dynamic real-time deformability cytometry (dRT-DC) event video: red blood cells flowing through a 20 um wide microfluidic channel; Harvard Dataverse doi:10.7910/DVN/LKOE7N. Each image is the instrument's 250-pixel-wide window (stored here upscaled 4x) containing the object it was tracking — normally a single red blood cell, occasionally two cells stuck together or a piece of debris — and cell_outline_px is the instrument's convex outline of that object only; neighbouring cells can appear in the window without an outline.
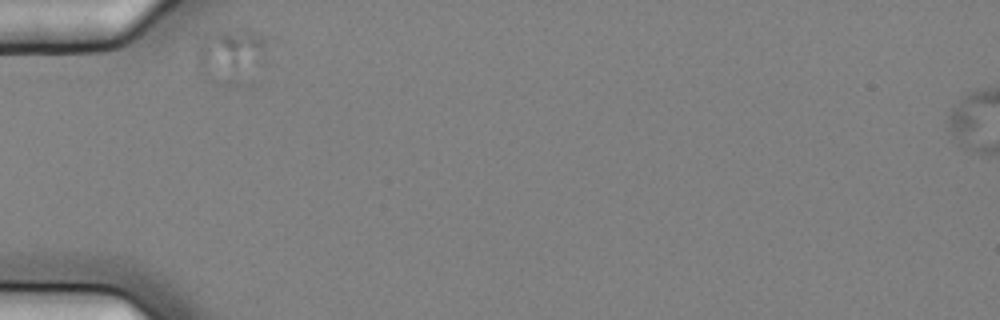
{"species": "common noctule bat (a hibernating species)", "species_latin": "Nyctalus noctula", "temperature_condition": "cold", "stored_images_in_passage": 3, "camera_frame_rate_fps": 3000, "um_per_image_px": 0.085, "animal": {"sex": "female", "body_mass_g": 25.1}, "frame": {"image": 1, "passage_image": 1, "time_ms": 0.0, "image_size_px": [1000, 320], "cell_outline_px": [[268, 64], [204, 72], [196, 64], [200, 48], [216, 32], [252, 32], [260, 36], [264, 40]], "centroid_in_image_um": [19.72, 4.38], "position_along_channel_um": 65.3, "area_um2": 16.24}}
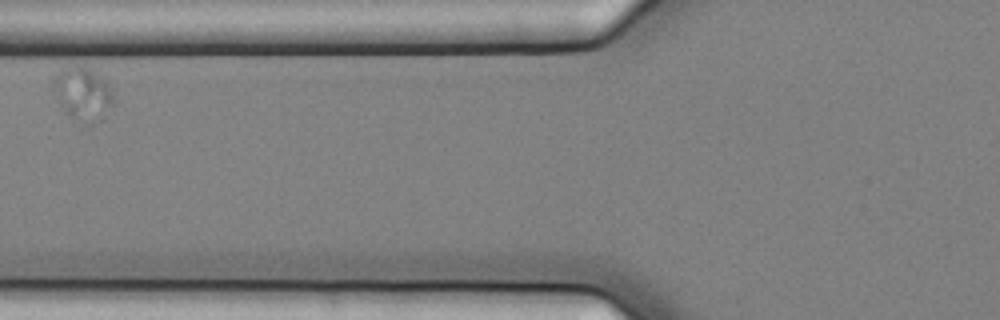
{"frame": {"image": 2, "passage_image": 3, "time_ms": 0.667, "image_size_px": [1000, 320], "cell_outline_px": [[116, 104], [92, 124], [84, 124], [64, 112], [56, 96], [52, 84], [52, 76], [60, 68], [76, 64], [88, 68], [96, 72], [112, 88], [116, 96]], "centroid_in_image_um": [7.05, 7.93], "position_along_channel_um": 118.8, "area_um2": 19.13}}